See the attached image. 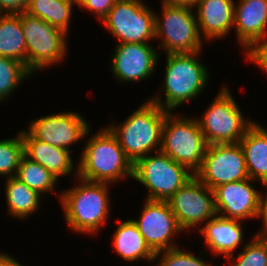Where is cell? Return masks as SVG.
Here are the masks:
<instances>
[{
  "label": "cell",
  "instance_id": "cell-15",
  "mask_svg": "<svg viewBox=\"0 0 267 266\" xmlns=\"http://www.w3.org/2000/svg\"><path fill=\"white\" fill-rule=\"evenodd\" d=\"M110 59L112 75L118 82H139L152 77L159 51L152 43H118Z\"/></svg>",
  "mask_w": 267,
  "mask_h": 266
},
{
  "label": "cell",
  "instance_id": "cell-29",
  "mask_svg": "<svg viewBox=\"0 0 267 266\" xmlns=\"http://www.w3.org/2000/svg\"><path fill=\"white\" fill-rule=\"evenodd\" d=\"M251 240L241 247L237 256L233 254L226 259L229 266H267V250L264 244L255 235Z\"/></svg>",
  "mask_w": 267,
  "mask_h": 266
},
{
  "label": "cell",
  "instance_id": "cell-34",
  "mask_svg": "<svg viewBox=\"0 0 267 266\" xmlns=\"http://www.w3.org/2000/svg\"><path fill=\"white\" fill-rule=\"evenodd\" d=\"M264 187L267 188V183L263 184ZM261 193L260 191V197H259V207H258V214H257V219L261 218L260 220L263 219V226L261 227L262 229H259L258 231H267V190L265 191V194Z\"/></svg>",
  "mask_w": 267,
  "mask_h": 266
},
{
  "label": "cell",
  "instance_id": "cell-27",
  "mask_svg": "<svg viewBox=\"0 0 267 266\" xmlns=\"http://www.w3.org/2000/svg\"><path fill=\"white\" fill-rule=\"evenodd\" d=\"M29 76L33 75L23 63L15 59L0 57V104L10 98L21 82Z\"/></svg>",
  "mask_w": 267,
  "mask_h": 266
},
{
  "label": "cell",
  "instance_id": "cell-1",
  "mask_svg": "<svg viewBox=\"0 0 267 266\" xmlns=\"http://www.w3.org/2000/svg\"><path fill=\"white\" fill-rule=\"evenodd\" d=\"M78 185L63 190L58 199L64 220L71 231L96 235L106 225L111 212L108 183L86 181L77 177Z\"/></svg>",
  "mask_w": 267,
  "mask_h": 266
},
{
  "label": "cell",
  "instance_id": "cell-5",
  "mask_svg": "<svg viewBox=\"0 0 267 266\" xmlns=\"http://www.w3.org/2000/svg\"><path fill=\"white\" fill-rule=\"evenodd\" d=\"M186 116L167 112L160 151L195 174L201 168L208 144L197 119Z\"/></svg>",
  "mask_w": 267,
  "mask_h": 266
},
{
  "label": "cell",
  "instance_id": "cell-35",
  "mask_svg": "<svg viewBox=\"0 0 267 266\" xmlns=\"http://www.w3.org/2000/svg\"><path fill=\"white\" fill-rule=\"evenodd\" d=\"M0 266H23L8 253L0 252Z\"/></svg>",
  "mask_w": 267,
  "mask_h": 266
},
{
  "label": "cell",
  "instance_id": "cell-31",
  "mask_svg": "<svg viewBox=\"0 0 267 266\" xmlns=\"http://www.w3.org/2000/svg\"><path fill=\"white\" fill-rule=\"evenodd\" d=\"M117 0H82L77 6L93 13L100 22L108 15Z\"/></svg>",
  "mask_w": 267,
  "mask_h": 266
},
{
  "label": "cell",
  "instance_id": "cell-12",
  "mask_svg": "<svg viewBox=\"0 0 267 266\" xmlns=\"http://www.w3.org/2000/svg\"><path fill=\"white\" fill-rule=\"evenodd\" d=\"M195 176L212 190L225 183L249 179L241 145H208L201 168Z\"/></svg>",
  "mask_w": 267,
  "mask_h": 266
},
{
  "label": "cell",
  "instance_id": "cell-37",
  "mask_svg": "<svg viewBox=\"0 0 267 266\" xmlns=\"http://www.w3.org/2000/svg\"><path fill=\"white\" fill-rule=\"evenodd\" d=\"M265 246L267 250V231H259L254 234Z\"/></svg>",
  "mask_w": 267,
  "mask_h": 266
},
{
  "label": "cell",
  "instance_id": "cell-10",
  "mask_svg": "<svg viewBox=\"0 0 267 266\" xmlns=\"http://www.w3.org/2000/svg\"><path fill=\"white\" fill-rule=\"evenodd\" d=\"M101 23L118 43L155 40V12L142 0H117Z\"/></svg>",
  "mask_w": 267,
  "mask_h": 266
},
{
  "label": "cell",
  "instance_id": "cell-17",
  "mask_svg": "<svg viewBox=\"0 0 267 266\" xmlns=\"http://www.w3.org/2000/svg\"><path fill=\"white\" fill-rule=\"evenodd\" d=\"M234 30L244 52L267 40V0H240L234 6Z\"/></svg>",
  "mask_w": 267,
  "mask_h": 266
},
{
  "label": "cell",
  "instance_id": "cell-23",
  "mask_svg": "<svg viewBox=\"0 0 267 266\" xmlns=\"http://www.w3.org/2000/svg\"><path fill=\"white\" fill-rule=\"evenodd\" d=\"M4 187L8 215L24 220L40 210L43 196L16 177L5 178Z\"/></svg>",
  "mask_w": 267,
  "mask_h": 266
},
{
  "label": "cell",
  "instance_id": "cell-26",
  "mask_svg": "<svg viewBox=\"0 0 267 266\" xmlns=\"http://www.w3.org/2000/svg\"><path fill=\"white\" fill-rule=\"evenodd\" d=\"M15 177L42 196L47 192L48 194L49 192L57 193L55 187L59 185L60 180L44 166L30 160L25 155L20 161Z\"/></svg>",
  "mask_w": 267,
  "mask_h": 266
},
{
  "label": "cell",
  "instance_id": "cell-11",
  "mask_svg": "<svg viewBox=\"0 0 267 266\" xmlns=\"http://www.w3.org/2000/svg\"><path fill=\"white\" fill-rule=\"evenodd\" d=\"M171 211L181 229H200L204 224L217 215L214 192L203 184L195 175L181 186L168 200Z\"/></svg>",
  "mask_w": 267,
  "mask_h": 266
},
{
  "label": "cell",
  "instance_id": "cell-18",
  "mask_svg": "<svg viewBox=\"0 0 267 266\" xmlns=\"http://www.w3.org/2000/svg\"><path fill=\"white\" fill-rule=\"evenodd\" d=\"M235 0H198L194 9L199 32L209 43L225 38L234 28ZM211 40V41H210Z\"/></svg>",
  "mask_w": 267,
  "mask_h": 266
},
{
  "label": "cell",
  "instance_id": "cell-7",
  "mask_svg": "<svg viewBox=\"0 0 267 266\" xmlns=\"http://www.w3.org/2000/svg\"><path fill=\"white\" fill-rule=\"evenodd\" d=\"M161 16L155 12V40L166 54L200 52L203 41L194 8L161 3Z\"/></svg>",
  "mask_w": 267,
  "mask_h": 266
},
{
  "label": "cell",
  "instance_id": "cell-36",
  "mask_svg": "<svg viewBox=\"0 0 267 266\" xmlns=\"http://www.w3.org/2000/svg\"><path fill=\"white\" fill-rule=\"evenodd\" d=\"M160 2L166 5L187 6L194 8L198 0H161Z\"/></svg>",
  "mask_w": 267,
  "mask_h": 266
},
{
  "label": "cell",
  "instance_id": "cell-20",
  "mask_svg": "<svg viewBox=\"0 0 267 266\" xmlns=\"http://www.w3.org/2000/svg\"><path fill=\"white\" fill-rule=\"evenodd\" d=\"M241 221L232 220L216 215L210 219L198 232L204 237V244L213 256L224 255L227 259L242 246L244 240Z\"/></svg>",
  "mask_w": 267,
  "mask_h": 266
},
{
  "label": "cell",
  "instance_id": "cell-22",
  "mask_svg": "<svg viewBox=\"0 0 267 266\" xmlns=\"http://www.w3.org/2000/svg\"><path fill=\"white\" fill-rule=\"evenodd\" d=\"M112 238L114 250L122 259L129 262L144 259L150 264L154 262L155 253L147 245L132 219L121 222Z\"/></svg>",
  "mask_w": 267,
  "mask_h": 266
},
{
  "label": "cell",
  "instance_id": "cell-33",
  "mask_svg": "<svg viewBox=\"0 0 267 266\" xmlns=\"http://www.w3.org/2000/svg\"><path fill=\"white\" fill-rule=\"evenodd\" d=\"M30 0H0V14H18L24 12Z\"/></svg>",
  "mask_w": 267,
  "mask_h": 266
},
{
  "label": "cell",
  "instance_id": "cell-2",
  "mask_svg": "<svg viewBox=\"0 0 267 266\" xmlns=\"http://www.w3.org/2000/svg\"><path fill=\"white\" fill-rule=\"evenodd\" d=\"M97 132L86 139L76 163L78 178L111 185L123 178H133V163L126 157L115 135L107 126Z\"/></svg>",
  "mask_w": 267,
  "mask_h": 266
},
{
  "label": "cell",
  "instance_id": "cell-19",
  "mask_svg": "<svg viewBox=\"0 0 267 266\" xmlns=\"http://www.w3.org/2000/svg\"><path fill=\"white\" fill-rule=\"evenodd\" d=\"M21 135L24 142V155L27 158L44 166L57 179L73 175V172L74 176L78 177L76 167L78 165L74 164L71 151L35 139L25 129L21 130Z\"/></svg>",
  "mask_w": 267,
  "mask_h": 266
},
{
  "label": "cell",
  "instance_id": "cell-13",
  "mask_svg": "<svg viewBox=\"0 0 267 266\" xmlns=\"http://www.w3.org/2000/svg\"><path fill=\"white\" fill-rule=\"evenodd\" d=\"M81 112L66 111L39 117L29 122L25 130L35 139L54 147L67 149L90 135L91 126Z\"/></svg>",
  "mask_w": 267,
  "mask_h": 266
},
{
  "label": "cell",
  "instance_id": "cell-25",
  "mask_svg": "<svg viewBox=\"0 0 267 266\" xmlns=\"http://www.w3.org/2000/svg\"><path fill=\"white\" fill-rule=\"evenodd\" d=\"M74 5L72 0H30L25 12L68 34Z\"/></svg>",
  "mask_w": 267,
  "mask_h": 266
},
{
  "label": "cell",
  "instance_id": "cell-30",
  "mask_svg": "<svg viewBox=\"0 0 267 266\" xmlns=\"http://www.w3.org/2000/svg\"><path fill=\"white\" fill-rule=\"evenodd\" d=\"M201 256H196L192 254L191 251H184L179 247L163 250L155 253L154 261L158 263L156 266H215L211 262H207L203 259V252L199 253ZM160 256V257H159ZM159 258L161 260H159Z\"/></svg>",
  "mask_w": 267,
  "mask_h": 266
},
{
  "label": "cell",
  "instance_id": "cell-14",
  "mask_svg": "<svg viewBox=\"0 0 267 266\" xmlns=\"http://www.w3.org/2000/svg\"><path fill=\"white\" fill-rule=\"evenodd\" d=\"M140 213L132 220L154 253L178 247L172 238L184 231L167 201L145 199Z\"/></svg>",
  "mask_w": 267,
  "mask_h": 266
},
{
  "label": "cell",
  "instance_id": "cell-8",
  "mask_svg": "<svg viewBox=\"0 0 267 266\" xmlns=\"http://www.w3.org/2000/svg\"><path fill=\"white\" fill-rule=\"evenodd\" d=\"M18 15L26 39L27 69L35 74L59 62L62 63L68 53V35L25 11Z\"/></svg>",
  "mask_w": 267,
  "mask_h": 266
},
{
  "label": "cell",
  "instance_id": "cell-3",
  "mask_svg": "<svg viewBox=\"0 0 267 266\" xmlns=\"http://www.w3.org/2000/svg\"><path fill=\"white\" fill-rule=\"evenodd\" d=\"M201 52L166 54L164 91L159 90L149 100L168 112H174L189 100H196L208 85L210 77L207 65L198 59Z\"/></svg>",
  "mask_w": 267,
  "mask_h": 266
},
{
  "label": "cell",
  "instance_id": "cell-32",
  "mask_svg": "<svg viewBox=\"0 0 267 266\" xmlns=\"http://www.w3.org/2000/svg\"><path fill=\"white\" fill-rule=\"evenodd\" d=\"M246 59L267 73V40L251 45L245 52Z\"/></svg>",
  "mask_w": 267,
  "mask_h": 266
},
{
  "label": "cell",
  "instance_id": "cell-21",
  "mask_svg": "<svg viewBox=\"0 0 267 266\" xmlns=\"http://www.w3.org/2000/svg\"><path fill=\"white\" fill-rule=\"evenodd\" d=\"M250 179L267 183V127L254 122L239 141Z\"/></svg>",
  "mask_w": 267,
  "mask_h": 266
},
{
  "label": "cell",
  "instance_id": "cell-38",
  "mask_svg": "<svg viewBox=\"0 0 267 266\" xmlns=\"http://www.w3.org/2000/svg\"><path fill=\"white\" fill-rule=\"evenodd\" d=\"M72 1L78 5L82 0H72Z\"/></svg>",
  "mask_w": 267,
  "mask_h": 266
},
{
  "label": "cell",
  "instance_id": "cell-28",
  "mask_svg": "<svg viewBox=\"0 0 267 266\" xmlns=\"http://www.w3.org/2000/svg\"><path fill=\"white\" fill-rule=\"evenodd\" d=\"M16 136L0 140V177H15L20 161L24 156L21 131Z\"/></svg>",
  "mask_w": 267,
  "mask_h": 266
},
{
  "label": "cell",
  "instance_id": "cell-9",
  "mask_svg": "<svg viewBox=\"0 0 267 266\" xmlns=\"http://www.w3.org/2000/svg\"><path fill=\"white\" fill-rule=\"evenodd\" d=\"M195 174L161 151L133 164V178L148 190L145 199L167 201Z\"/></svg>",
  "mask_w": 267,
  "mask_h": 266
},
{
  "label": "cell",
  "instance_id": "cell-24",
  "mask_svg": "<svg viewBox=\"0 0 267 266\" xmlns=\"http://www.w3.org/2000/svg\"><path fill=\"white\" fill-rule=\"evenodd\" d=\"M0 57L15 59L27 68L26 39L18 14H0Z\"/></svg>",
  "mask_w": 267,
  "mask_h": 266
},
{
  "label": "cell",
  "instance_id": "cell-6",
  "mask_svg": "<svg viewBox=\"0 0 267 266\" xmlns=\"http://www.w3.org/2000/svg\"><path fill=\"white\" fill-rule=\"evenodd\" d=\"M201 118H196L208 145L239 143L255 122L243 115L228 85H223Z\"/></svg>",
  "mask_w": 267,
  "mask_h": 266
},
{
  "label": "cell",
  "instance_id": "cell-16",
  "mask_svg": "<svg viewBox=\"0 0 267 266\" xmlns=\"http://www.w3.org/2000/svg\"><path fill=\"white\" fill-rule=\"evenodd\" d=\"M257 181L245 179L225 183L213 189L217 215L243 221L255 219L258 214L260 190L252 183Z\"/></svg>",
  "mask_w": 267,
  "mask_h": 266
},
{
  "label": "cell",
  "instance_id": "cell-4",
  "mask_svg": "<svg viewBox=\"0 0 267 266\" xmlns=\"http://www.w3.org/2000/svg\"><path fill=\"white\" fill-rule=\"evenodd\" d=\"M167 112L148 99L121 124L114 125L116 122H113L106 126L117 138L126 157L134 164L140 158L160 151Z\"/></svg>",
  "mask_w": 267,
  "mask_h": 266
}]
</instances>
